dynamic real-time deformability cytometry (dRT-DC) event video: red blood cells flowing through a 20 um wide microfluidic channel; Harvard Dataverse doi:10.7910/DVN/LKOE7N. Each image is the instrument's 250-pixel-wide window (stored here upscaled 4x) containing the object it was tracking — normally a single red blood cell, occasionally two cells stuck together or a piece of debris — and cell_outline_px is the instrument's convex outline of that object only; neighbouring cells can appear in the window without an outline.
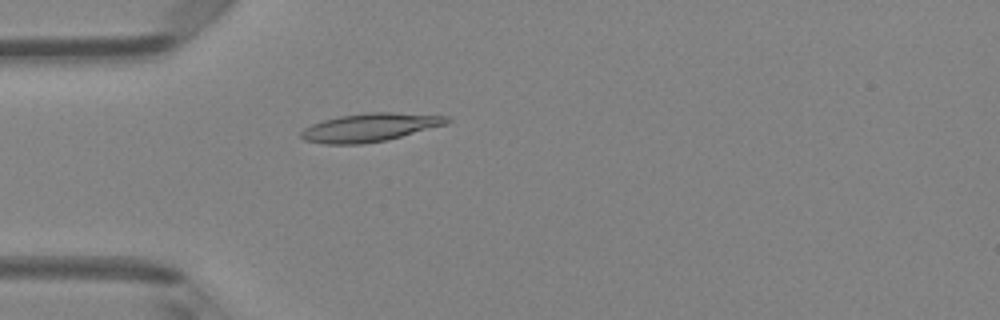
{"species": "Egyptian fruit bat (a non-hibernating species)", "species_latin": "Rousettus aegyptiacus", "temperature_condition": "room temperature", "stored_images_in_passage": 4, "camera_frame_rate_fps": 3000, "um_per_image_px": 0.085, "animal": {"sex": "female"}, "frame": {"image": 1, "passage_image": 4, "time_ms": 3.333, "image_size_px": [1000, 320], "cell_outline_px": [[452, 120], [448, 124], [388, 140], [360, 144], [324, 144], [304, 140], [300, 136], [300, 132], [304, 128], [312, 124], [336, 116], [368, 112], [392, 112], [448, 116]], "centroid_in_image_um": [31.46, 10.83], "position_along_channel_um": 53.5, "area_um2": 24.28}}